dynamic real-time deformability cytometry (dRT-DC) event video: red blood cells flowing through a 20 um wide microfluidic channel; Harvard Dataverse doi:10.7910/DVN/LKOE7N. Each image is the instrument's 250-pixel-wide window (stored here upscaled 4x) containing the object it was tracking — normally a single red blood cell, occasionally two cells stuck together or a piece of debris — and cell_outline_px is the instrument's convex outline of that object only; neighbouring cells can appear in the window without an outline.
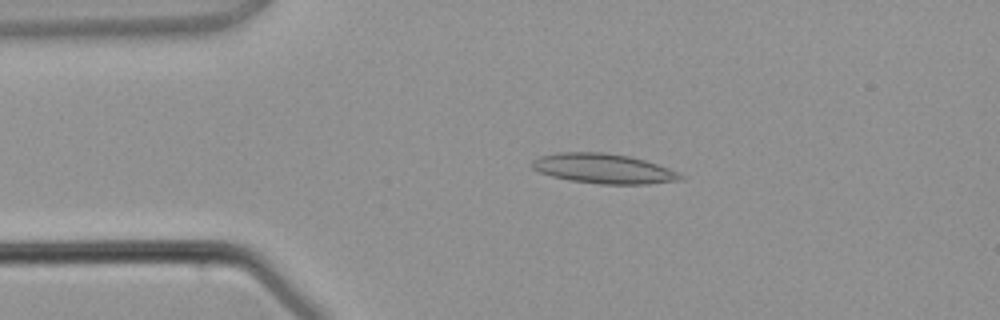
{"species": "common noctule bat (a hibernating species)", "species_latin": "Nyctalus noctula", "temperature_condition": "warm", "stored_images_in_passage": 3, "camera_frame_rate_fps": 3000, "um_per_image_px": 0.085, "animal": {"sex": "male", "body_mass_g": 21.5, "forearm_length_mm": 52.0}, "frame": {"image": 1, "passage_image": 2, "time_ms": 1.333, "image_size_px": [1000, 320], "cell_outline_px": [[684, 176], [680, 180], [648, 184], [600, 184], [568, 180], [552, 176], [540, 172], [532, 168], [532, 160], [540, 156], [560, 152], [604, 152], [628, 156], [644, 160], [680, 172]], "centroid_in_image_um": [51.3, 14.33], "position_along_channel_um": 33.7, "area_um2": 25.72}}